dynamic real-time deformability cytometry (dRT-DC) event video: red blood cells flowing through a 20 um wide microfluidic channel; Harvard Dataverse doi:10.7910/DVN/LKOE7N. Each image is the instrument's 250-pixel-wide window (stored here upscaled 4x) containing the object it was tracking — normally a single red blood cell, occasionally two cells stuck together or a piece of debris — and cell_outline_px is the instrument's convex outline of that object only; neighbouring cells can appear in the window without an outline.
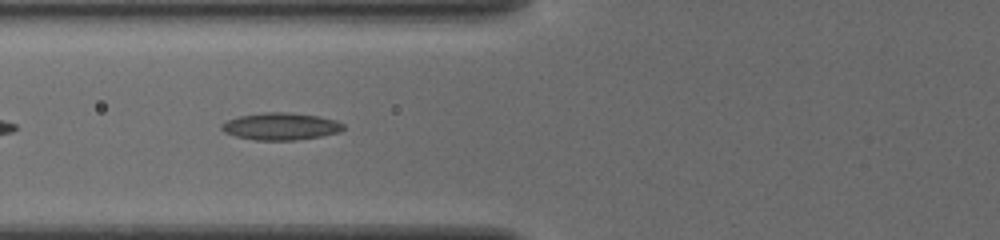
{"species": "common noctule bat (a hibernating species)", "species_latin": "Nyctalus noctula", "temperature_condition": "cold", "stored_images_in_passage": 36, "camera_frame_rate_fps": 3000, "um_per_image_px": 0.085, "animal": {"sex": "female", "body_mass_g": 19.5, "forearm_length_mm": 54.1}, "frame": {"image": 1, "passage_image": 5, "time_ms": 1.333, "image_size_px": [1000, 240], "cell_outline_px": [[344, 128], [340, 132], [320, 136], [296, 140], [256, 140], [236, 136], [224, 132], [220, 128], [220, 124], [224, 120], [240, 116], [264, 112], [284, 112], [320, 116], [336, 120], [344, 124]], "centroid_in_image_um": [23.84, 10.73], "position_along_channel_um": 102.0, "area_um2": 19.36}}
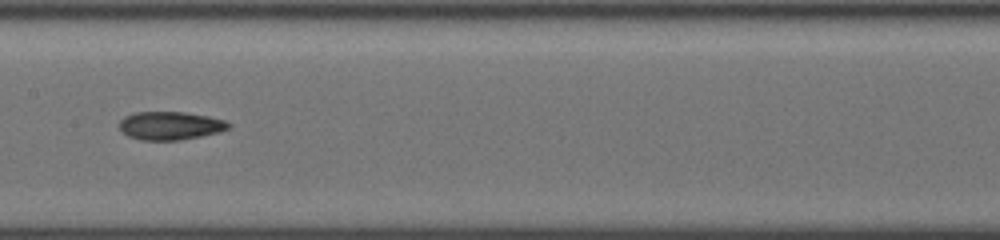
{"frame": {"image": 2, "passage_image": 12, "time_ms": 3.667, "image_size_px": [1000, 240], "cell_outline_px": [[232, 124], [228, 128], [220, 132], [180, 140], [140, 140], [128, 136], [120, 128], [120, 120], [124, 116], [136, 112], [184, 112], [208, 116], [224, 120]], "centroid_in_image_um": [14.47, 10.68], "position_along_channel_um": 192.9, "area_um2": 17.92}}
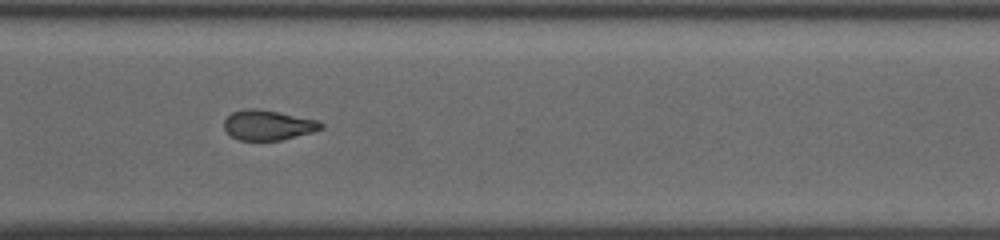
{"frame": {"image": 3, "passage_image": 24, "time_ms": 7.667, "image_size_px": [1000, 240], "cell_outline_px": [[324, 128], [312, 132], [280, 140], [240, 140], [232, 136], [224, 128], [224, 120], [232, 112], [244, 108], [256, 108], [316, 120], [324, 124]], "centroid_in_image_um": [22.76, 10.63], "position_along_channel_um": 347.8, "area_um2": 16.7}}